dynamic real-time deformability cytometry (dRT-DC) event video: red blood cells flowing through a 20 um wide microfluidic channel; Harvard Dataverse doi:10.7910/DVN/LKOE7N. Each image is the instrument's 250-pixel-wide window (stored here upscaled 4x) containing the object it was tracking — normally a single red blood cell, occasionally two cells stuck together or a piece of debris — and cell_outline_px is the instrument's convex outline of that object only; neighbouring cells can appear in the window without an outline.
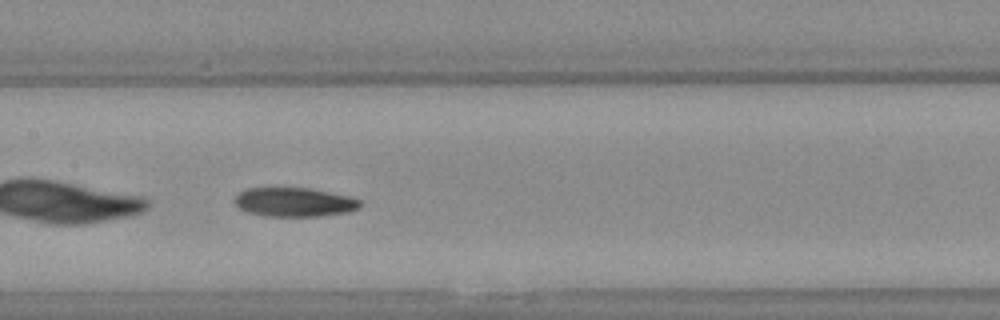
{"species": "Egyptian fruit bat (a non-hibernating species)", "species_latin": "Rousettus aegyptiacus", "temperature_condition": "warm", "stored_images_in_passage": 30, "camera_frame_rate_fps": 3000, "um_per_image_px": 0.085, "animal": {"sex": "female"}, "frame": {"image": 1, "passage_image": 9, "time_ms": 2.667, "image_size_px": [1000, 320], "cell_outline_px": [[360, 204], [356, 208], [348, 212], [320, 216], [264, 216], [248, 212], [240, 208], [236, 204], [236, 196], [240, 192], [248, 188], [308, 188], [348, 196], [360, 200]], "centroid_in_image_um": [25.0, 17.18], "position_along_channel_um": 182.4, "area_um2": 20.87}, "authors_computed_cell_mechanics": {"area_um2": 21.5594, "velocity_mm_per_s": 4.1261, "shape_relaxation_time_tau1_ms": null, "shape_relaxation_time_tau2_ms": 8.072, "deformation_change_tau1": null, "deformation_change_tau2": 0.1615}}